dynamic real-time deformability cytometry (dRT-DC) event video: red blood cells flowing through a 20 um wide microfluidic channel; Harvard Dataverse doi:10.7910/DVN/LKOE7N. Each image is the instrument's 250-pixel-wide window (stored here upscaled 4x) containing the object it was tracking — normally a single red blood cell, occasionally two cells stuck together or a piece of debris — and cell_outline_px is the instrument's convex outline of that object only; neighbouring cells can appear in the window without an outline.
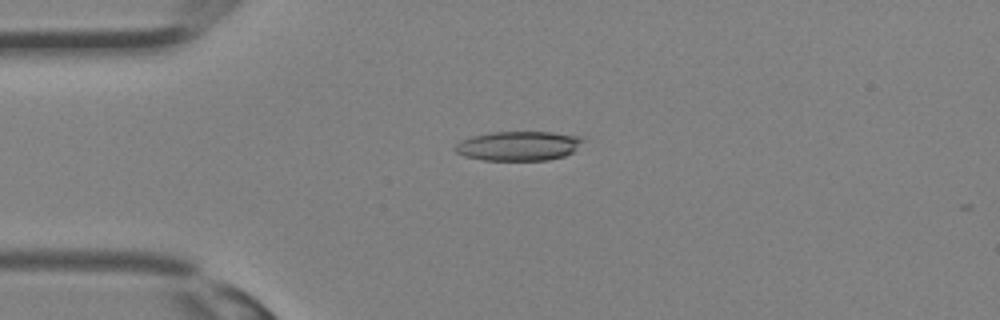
{"species": "Egyptian fruit bat (a non-hibernating species)", "species_latin": "Rousettus aegyptiacus", "temperature_condition": "room temperature", "stored_images_in_passage": 5, "camera_frame_rate_fps": 3000, "um_per_image_px": 0.085, "animal": {"sex": "female"}, "frame": {"image": 1, "passage_image": 1, "time_ms": 0.0, "image_size_px": [1000, 320], "cell_outline_px": [[588, 140], [572, 152], [564, 156], [548, 160], [484, 160], [464, 156], [456, 152], [452, 148], [460, 140], [472, 136], [492, 132], [552, 132], [588, 136]], "centroid_in_image_um": [44.15, 12.39], "position_along_channel_um": 40.9, "area_um2": 22.37}}
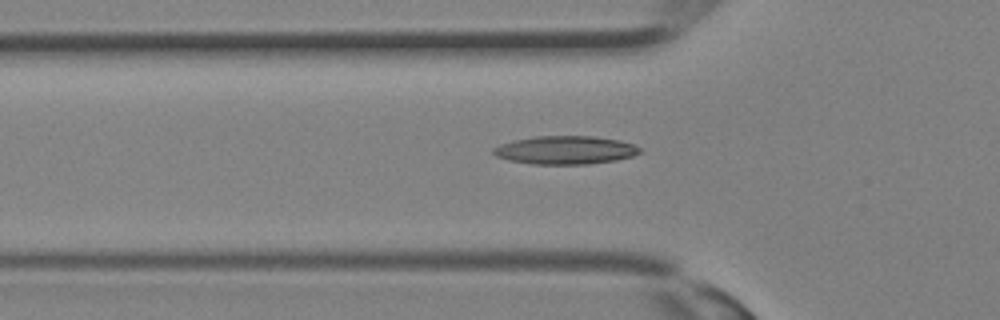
{"frame": {"image": 2, "passage_image": 4, "time_ms": 1.0, "image_size_px": [1000, 320], "cell_outline_px": [[640, 152], [632, 156], [616, 160], [588, 164], [532, 164], [508, 160], [496, 156], [492, 152], [492, 148], [500, 144], [512, 140], [536, 136], [596, 136], [620, 140], [636, 144], [640, 148]], "centroid_in_image_um": [48.05, 12.75], "position_along_channel_um": 77.8, "area_um2": 24.33}}